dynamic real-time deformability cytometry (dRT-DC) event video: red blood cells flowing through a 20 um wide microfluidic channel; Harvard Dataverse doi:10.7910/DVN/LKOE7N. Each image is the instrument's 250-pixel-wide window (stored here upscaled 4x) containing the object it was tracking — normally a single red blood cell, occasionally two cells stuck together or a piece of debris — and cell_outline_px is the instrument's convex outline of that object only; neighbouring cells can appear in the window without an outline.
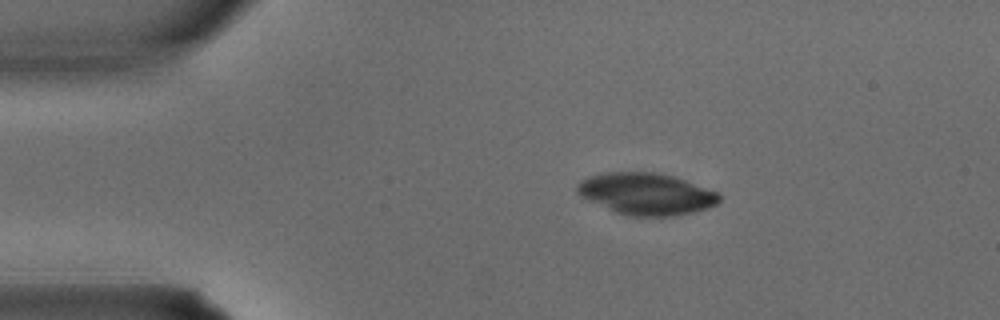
{"species": "common noctule bat (a hibernating species)", "species_latin": "Nyctalus noctula", "temperature_condition": "warm", "stored_images_in_passage": 4, "camera_frame_rate_fps": 3000, "um_per_image_px": 0.085, "animal": {"sex": "male", "body_mass_g": 15.6}, "frame": {"image": 1, "passage_image": 4, "time_ms": 1.0, "image_size_px": [1000, 320], "cell_outline_px": [[720, 200], [716, 204], [708, 208], [692, 212], [672, 216], [632, 216], [616, 212], [580, 196], [576, 192], [576, 184], [580, 180], [588, 176], [608, 172], [656, 172], [672, 176], [720, 192]], "centroid_in_image_um": [54.93, 16.47], "position_along_channel_um": 30.1, "area_um2": 34.51}}